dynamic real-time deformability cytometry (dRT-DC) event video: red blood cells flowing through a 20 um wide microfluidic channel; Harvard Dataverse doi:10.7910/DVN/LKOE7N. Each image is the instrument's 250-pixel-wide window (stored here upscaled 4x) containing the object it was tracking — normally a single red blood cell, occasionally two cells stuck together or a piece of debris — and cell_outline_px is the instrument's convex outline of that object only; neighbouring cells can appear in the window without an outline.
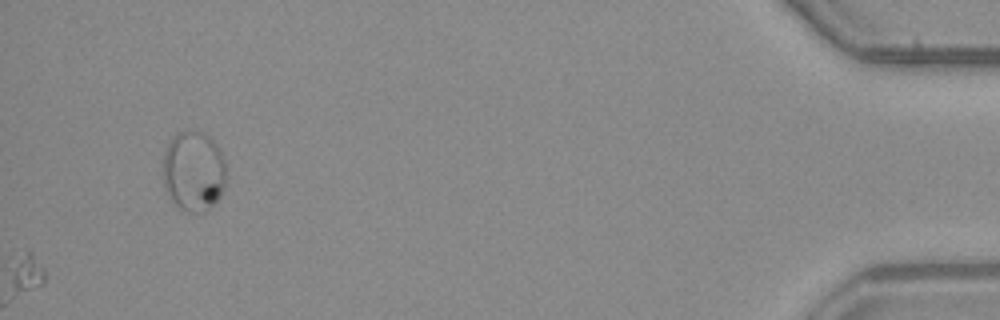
{"species": "common noctule bat (a hibernating species)", "species_latin": "Nyctalus noctula", "temperature_condition": "warm", "stored_images_in_passage": 38, "segment_of_instrument_passage": [3, 3], "camera_frame_rate_fps": 3000, "um_per_image_px": 0.085, "animal": {"sex": "male", "body_mass_g": 23.1, "forearm_length_mm": 52.7}, "frame": {"image": 1, "passage_image": 38, "time_ms": 12.333, "image_size_px": [1000, 320], "cell_outline_px": [[228, 176], [224, 188], [220, 196], [200, 216], [180, 212], [176, 208], [168, 196], [164, 184], [164, 152], [168, 140], [176, 132], [196, 128], [208, 136], [220, 148], [224, 160]], "centroid_in_image_um": [16.46, 14.57], "position_along_channel_um": 418.7, "area_um2": 30.81}}